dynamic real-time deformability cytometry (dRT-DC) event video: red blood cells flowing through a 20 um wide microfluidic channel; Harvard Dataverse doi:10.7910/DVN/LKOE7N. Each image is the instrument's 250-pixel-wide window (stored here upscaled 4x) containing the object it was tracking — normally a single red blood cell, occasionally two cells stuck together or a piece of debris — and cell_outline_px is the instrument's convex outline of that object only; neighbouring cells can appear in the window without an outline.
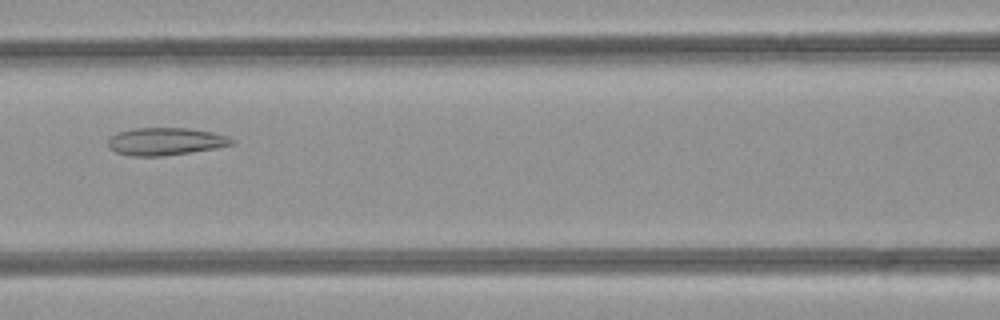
{"species": "common noctule bat (a hibernating species)", "species_latin": "Nyctalus noctula", "temperature_condition": "room temperature", "stored_images_in_passage": 44, "camera_frame_rate_fps": 3000, "um_per_image_px": 0.085, "animal": {"sex": "female", "body_mass_g": 21.9}, "frame": {"image": 1, "passage_image": 16, "time_ms": 5.0, "image_size_px": [1000, 320], "cell_outline_px": [[236, 144], [216, 148], [160, 156], [128, 156], [116, 152], [108, 144], [108, 140], [112, 136], [120, 132], [132, 128], [188, 128], [212, 132], [228, 136], [236, 140]], "centroid_in_image_um": [14.12, 12.02], "position_along_channel_um": 152.5, "area_um2": 19.77}}
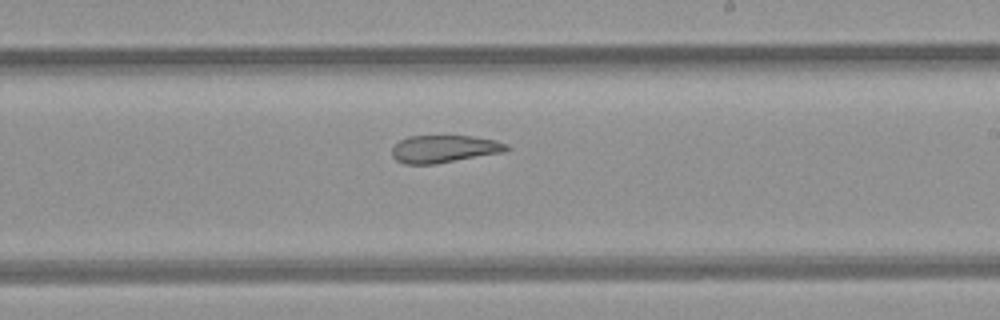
{"frame": {"image": 2, "passage_image": 23, "time_ms": 7.333, "image_size_px": [1000, 320], "cell_outline_px": [[512, 148], [504, 152], [436, 164], [404, 164], [396, 160], [392, 156], [392, 148], [400, 140], [408, 136], [472, 136], [496, 140], [508, 144]], "centroid_in_image_um": [37.78, 12.66], "position_along_channel_um": 251.2, "area_um2": 18.5}}
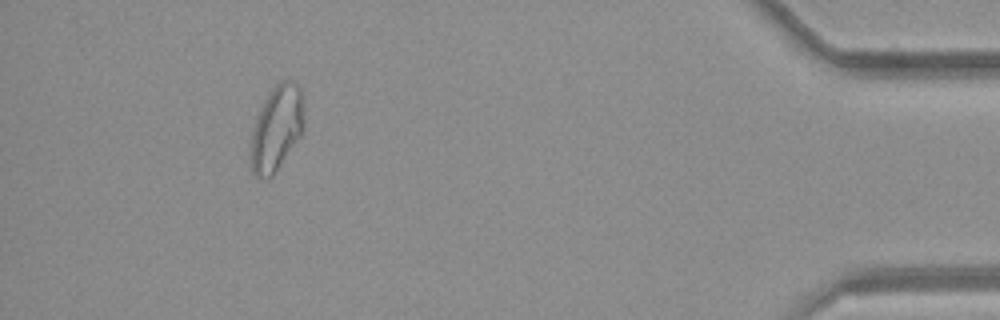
{"frame": {"image": 3, "passage_image": 39, "time_ms": 12.667, "image_size_px": [1000, 320], "cell_outline_px": [[304, 132], [272, 176], [256, 176], [252, 172], [252, 132], [256, 120], [264, 100], [272, 88], [280, 80], [292, 80], [300, 88], [304, 104]], "centroid_in_image_um": [23.57, 10.84], "position_along_channel_um": 411.6, "area_um2": 26.13}}